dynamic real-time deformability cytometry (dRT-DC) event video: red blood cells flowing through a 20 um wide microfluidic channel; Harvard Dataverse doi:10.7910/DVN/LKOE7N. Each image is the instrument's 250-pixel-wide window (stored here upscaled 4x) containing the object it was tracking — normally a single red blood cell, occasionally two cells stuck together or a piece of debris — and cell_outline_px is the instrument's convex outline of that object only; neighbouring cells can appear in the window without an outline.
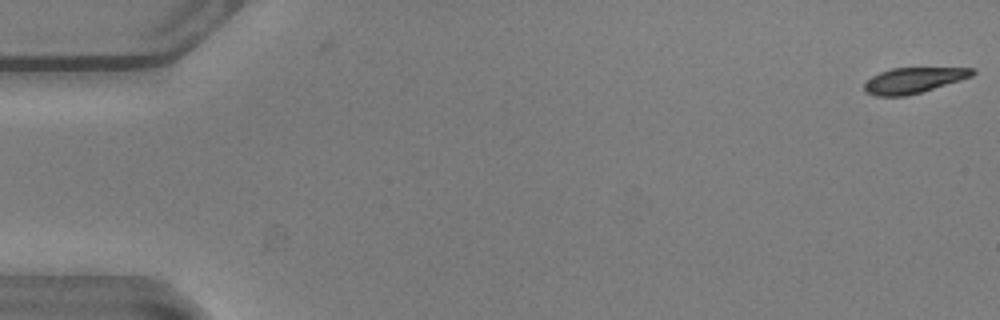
{"species": "common noctule bat (a hibernating species)", "species_latin": "Nyctalus noctula", "temperature_condition": "warm", "stored_images_in_passage": 2, "camera_frame_rate_fps": 3000, "um_per_image_px": 0.085, "animal": {"sex": "male", "body_mass_g": 20.5, "forearm_length_mm": 52.5}, "frame": {"image": 1, "passage_image": 2, "time_ms": 0.333, "image_size_px": [1000, 320], "cell_outline_px": [[976, 72], [972, 76], [960, 80], [920, 92], [904, 96], [876, 96], [864, 92], [864, 84], [872, 76], [880, 72], [892, 68], [976, 68]], "centroid_in_image_um": [77.63, 6.82], "position_along_channel_um": 7.4, "area_um2": 15.95}}